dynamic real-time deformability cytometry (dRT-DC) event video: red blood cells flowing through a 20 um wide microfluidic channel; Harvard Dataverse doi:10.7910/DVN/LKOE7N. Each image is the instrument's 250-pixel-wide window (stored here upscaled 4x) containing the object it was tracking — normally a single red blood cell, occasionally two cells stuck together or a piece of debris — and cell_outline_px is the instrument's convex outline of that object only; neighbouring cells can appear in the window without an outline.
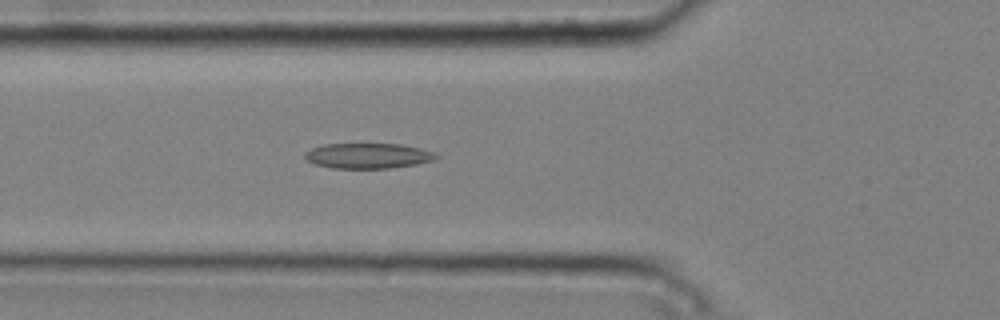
{"species": "common noctule bat (a hibernating species)", "species_latin": "Nyctalus noctula", "temperature_condition": "cold", "stored_images_in_passage": 6, "camera_frame_rate_fps": 3000, "um_per_image_px": 0.085, "animal": {"sex": "male", "body_mass_g": 20.4}, "frame": {"image": 1, "passage_image": 6, "time_ms": 1.667, "image_size_px": [1000, 320], "cell_outline_px": [[440, 156], [436, 160], [416, 164], [388, 168], [332, 168], [316, 164], [308, 160], [304, 156], [304, 152], [312, 148], [324, 144], [400, 144], [420, 148], [436, 152]], "centroid_in_image_um": [31.32, 13.24], "position_along_channel_um": 94.5, "area_um2": 19.36}}